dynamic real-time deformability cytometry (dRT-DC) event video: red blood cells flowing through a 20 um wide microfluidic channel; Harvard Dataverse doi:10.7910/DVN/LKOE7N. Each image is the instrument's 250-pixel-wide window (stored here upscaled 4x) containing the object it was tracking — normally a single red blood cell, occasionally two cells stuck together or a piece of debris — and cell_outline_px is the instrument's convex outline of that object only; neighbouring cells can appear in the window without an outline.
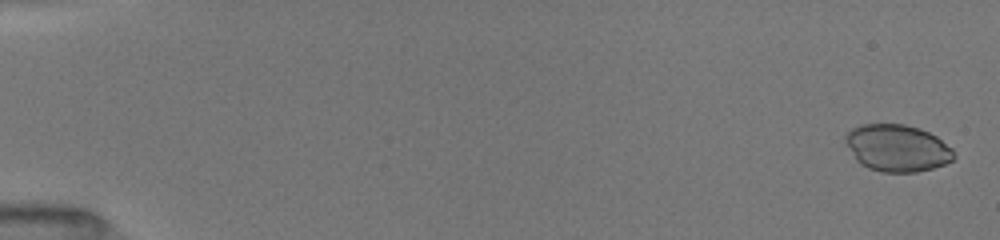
{"species": "common noctule bat (a hibernating species)", "species_latin": "Nyctalus noctula", "temperature_condition": "room temperature", "stored_images_in_passage": 9, "camera_frame_rate_fps": 3000, "um_per_image_px": 0.085, "animal": {"sex": "female", "body_mass_g": 19.5, "forearm_length_mm": 54.1}, "frame": {"image": 1, "passage_image": 1, "time_ms": 0.0, "image_size_px": [1000, 240], "cell_outline_px": [[956, 156], [952, 160], [944, 164], [932, 168], [916, 172], [880, 172], [868, 168], [860, 164], [856, 160], [844, 140], [844, 136], [852, 128], [864, 124], [904, 124], [928, 132], [936, 136], [952, 148]], "centroid_in_image_um": [76.25, 12.59], "position_along_channel_um": 8.7, "area_um2": 29.59}}